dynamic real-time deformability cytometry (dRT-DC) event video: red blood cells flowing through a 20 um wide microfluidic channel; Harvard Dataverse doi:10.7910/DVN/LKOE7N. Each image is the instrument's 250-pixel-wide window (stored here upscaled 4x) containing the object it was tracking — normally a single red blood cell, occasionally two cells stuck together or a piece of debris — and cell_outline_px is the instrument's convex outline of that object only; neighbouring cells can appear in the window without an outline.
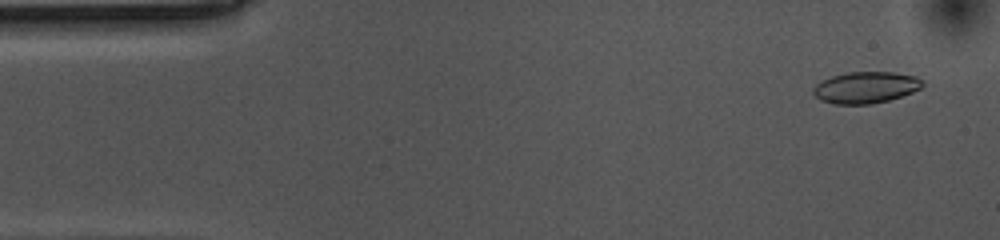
{"species": "common noctule bat (a hibernating species)", "species_latin": "Nyctalus noctula", "temperature_condition": "cold", "stored_images_in_passage": 55, "camera_frame_rate_fps": 3000, "um_per_image_px": 0.085, "animal": {"sex": "female", "body_mass_g": 10.0, "forearm_length_mm": 53.1}, "frame": {"image": 1, "passage_image": 3, "time_ms": 0.667, "image_size_px": [1000, 240], "cell_outline_px": [[924, 84], [920, 88], [912, 92], [888, 100], [872, 104], [836, 104], [820, 100], [812, 92], [812, 88], [820, 80], [832, 76], [848, 72], [892, 72], [916, 76], [924, 80]], "centroid_in_image_um": [73.57, 7.43], "position_along_channel_um": 11.4, "area_um2": 20.11}}
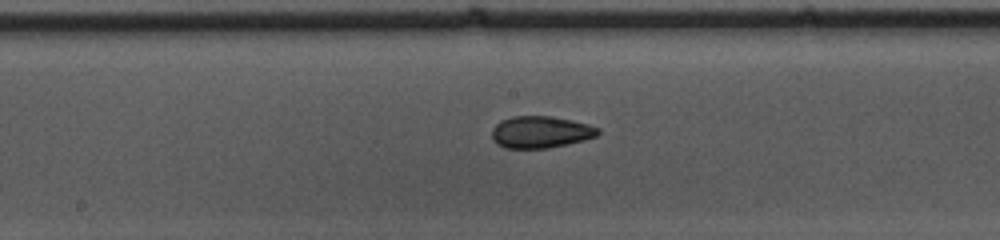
{"frame": {"image": 2, "passage_image": 27, "time_ms": 8.667, "image_size_px": [1000, 240], "cell_outline_px": [[600, 132], [596, 136], [584, 140], [568, 144], [548, 148], [504, 148], [496, 144], [492, 140], [492, 128], [500, 120], [512, 116], [552, 116], [572, 120], [588, 124], [600, 128]], "centroid_in_image_um": [45.93, 11.22], "position_along_channel_um": 202.3, "area_um2": 19.94}}
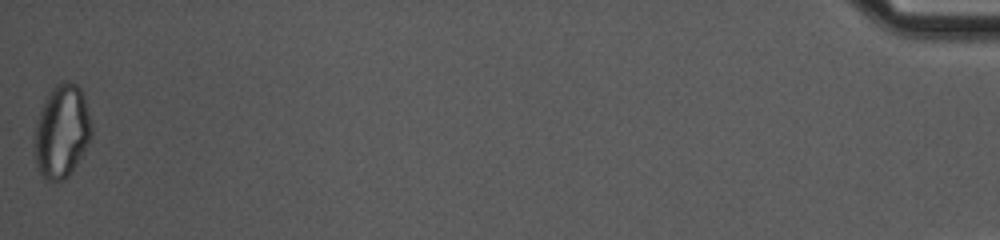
{"frame": {"image": 3, "passage_image": 55, "time_ms": 18.0, "image_size_px": [1000, 240], "cell_outline_px": [[92, 136], [88, 144], [68, 176], [64, 180], [48, 180], [40, 172], [36, 164], [36, 124], [44, 100], [52, 88], [56, 84], [64, 80], [68, 80], [76, 84], [80, 88], [84, 96], [92, 124]], "centroid_in_image_um": [5.28, 11.12], "position_along_channel_um": 429.9, "area_um2": 30.46}, "authors_computed_cell_mechanics": {"area_um2": 20.23, "velocity_mm_per_s": 3.5571, "shape_relaxation_time_tau1_ms": null, "shape_relaxation_time_tau2_ms": 2.8067, "deformation_change_tau1": null, "deformation_change_tau2": 0.0731}}